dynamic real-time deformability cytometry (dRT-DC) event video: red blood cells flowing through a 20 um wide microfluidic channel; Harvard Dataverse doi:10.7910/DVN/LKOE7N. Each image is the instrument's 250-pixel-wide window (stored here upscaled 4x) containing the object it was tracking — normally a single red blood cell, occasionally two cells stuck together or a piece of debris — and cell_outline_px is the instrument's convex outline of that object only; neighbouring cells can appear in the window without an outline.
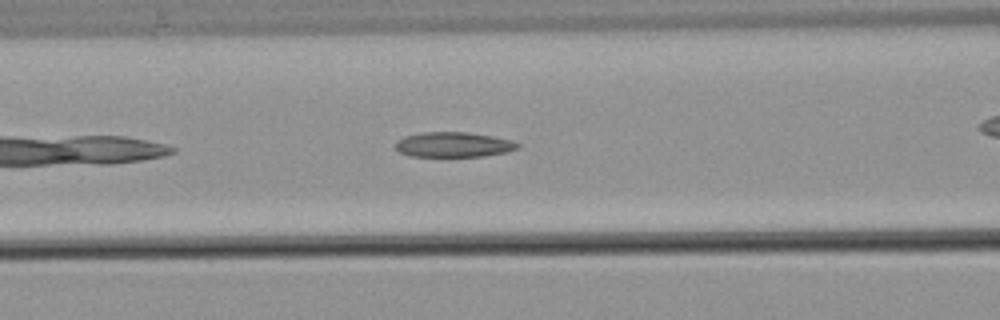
{"species": "common noctule bat (a hibernating species)", "species_latin": "Nyctalus noctula", "temperature_condition": "warm", "stored_images_in_passage": 19, "camera_frame_rate_fps": 3000, "um_per_image_px": 0.085, "animal": {"sex": "male", "body_mass_g": 21.5, "forearm_length_mm": 52.0}, "frame": {"image": 1, "passage_image": 9, "time_ms": 2.667, "image_size_px": [1000, 320], "cell_outline_px": [[520, 148], [508, 152], [484, 156], [408, 156], [400, 152], [396, 148], [396, 140], [404, 136], [424, 132], [468, 132], [492, 136], [512, 140], [520, 144]], "centroid_in_image_um": [38.57, 12.29], "position_along_channel_um": 128.0, "area_um2": 17.92}}